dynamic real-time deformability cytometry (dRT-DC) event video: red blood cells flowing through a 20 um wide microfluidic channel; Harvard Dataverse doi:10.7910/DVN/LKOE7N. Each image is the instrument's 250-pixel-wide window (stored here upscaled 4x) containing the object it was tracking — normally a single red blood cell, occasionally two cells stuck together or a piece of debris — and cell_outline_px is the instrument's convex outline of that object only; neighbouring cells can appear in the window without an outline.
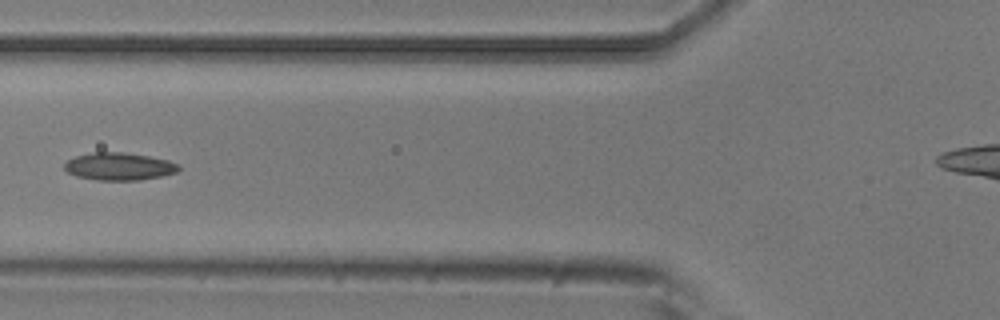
{"species": "common noctule bat (a hibernating species)", "species_latin": "Nyctalus noctula", "temperature_condition": "room temperature", "stored_images_in_passage": 3, "camera_frame_rate_fps": 3000, "um_per_image_px": 0.085, "animal": {"sex": "male", "body_mass_g": 20.5, "forearm_length_mm": 52.5}, "frame": {"image": 1, "passage_image": 2, "time_ms": 0.333, "image_size_px": [1000, 320], "cell_outline_px": [[180, 168], [176, 172], [160, 176], [140, 180], [96, 180], [76, 176], [68, 172], [64, 168], [64, 164], [68, 160], [76, 156], [92, 152], [124, 152], [148, 156], [168, 160], [180, 164]], "centroid_in_image_um": [10.12, 14.14], "position_along_channel_um": 115.7, "area_um2": 18.32}}
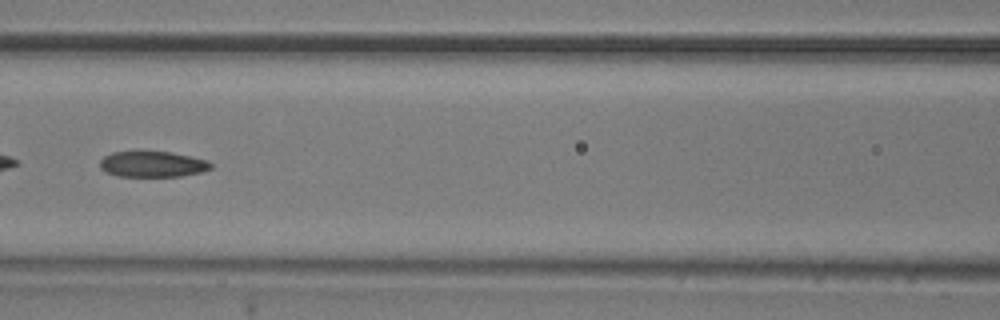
{"frame": {"image": 2, "passage_image": 3, "time_ms": 0.667, "image_size_px": [1000, 320], "cell_outline_px": [[212, 168], [200, 172], [180, 176], [120, 176], [104, 172], [100, 168], [100, 160], [104, 156], [112, 152], [172, 152], [208, 160], [212, 164]], "centroid_in_image_um": [12.96, 13.95], "position_along_channel_um": 153.6, "area_um2": 16.59}}